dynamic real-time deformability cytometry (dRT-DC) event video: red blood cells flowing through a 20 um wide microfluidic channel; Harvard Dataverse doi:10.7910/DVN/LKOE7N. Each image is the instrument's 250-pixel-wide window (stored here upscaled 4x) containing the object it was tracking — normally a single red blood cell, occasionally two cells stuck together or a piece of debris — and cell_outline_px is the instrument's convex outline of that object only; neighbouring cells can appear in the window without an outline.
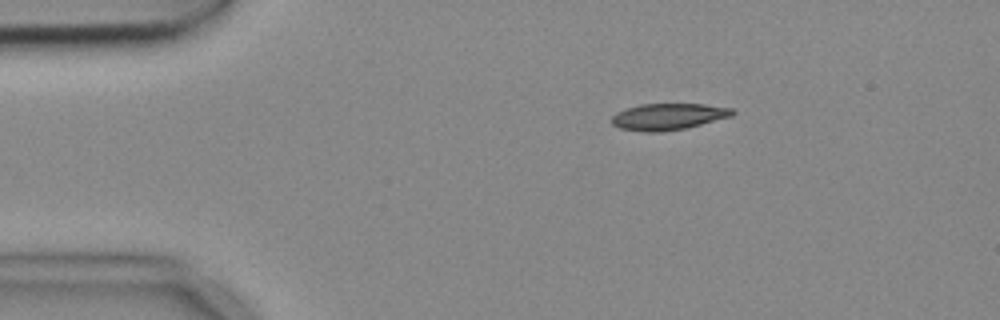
{"species": "common noctule bat (a hibernating species)", "species_latin": "Nyctalus noctula", "temperature_condition": "cold", "stored_images_in_passage": 4, "camera_frame_rate_fps": 3000, "um_per_image_px": 0.085, "animal": {"sex": "female", "body_mass_g": 18.4}, "frame": {"image": 1, "passage_image": 1, "time_ms": 0.0, "image_size_px": [1000, 320], "cell_outline_px": [[736, 112], [732, 116], [684, 128], [660, 132], [644, 132], [620, 128], [612, 124], [612, 116], [616, 112], [624, 108], [640, 104], [704, 104], [732, 108]], "centroid_in_image_um": [56.77, 9.9], "position_along_channel_um": 28.2, "area_um2": 18.61}}
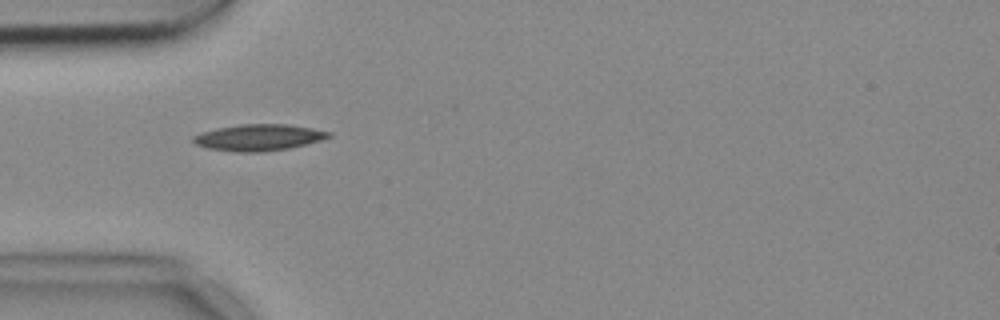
{"frame": {"image": 2, "passage_image": 3, "time_ms": 0.667, "image_size_px": [1000, 320], "cell_outline_px": [[332, 136], [320, 140], [288, 148], [260, 152], [240, 152], [208, 148], [196, 144], [192, 140], [192, 136], [216, 128], [240, 124], [288, 124], [312, 128], [332, 132]], "centroid_in_image_um": [21.99, 11.67], "position_along_channel_um": 63.0, "area_um2": 20.63}}